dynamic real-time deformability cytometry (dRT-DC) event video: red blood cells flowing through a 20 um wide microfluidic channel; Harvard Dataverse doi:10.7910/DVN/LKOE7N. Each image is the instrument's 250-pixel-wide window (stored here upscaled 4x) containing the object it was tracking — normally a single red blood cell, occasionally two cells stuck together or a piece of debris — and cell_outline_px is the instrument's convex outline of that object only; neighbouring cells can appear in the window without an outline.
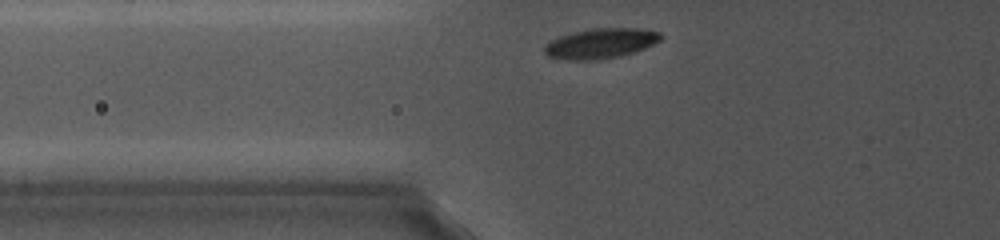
{"species": "common noctule bat (a hibernating species)", "species_latin": "Nyctalus noctula", "temperature_condition": "cold", "stored_images_in_passage": 21, "camera_frame_rate_fps": 5000, "um_per_image_px": 0.085, "animal": {"sex": "female", "body_mass_g": 19.0, "forearm_length_mm": 56.7}, "frame": {"image": 1, "passage_image": 2, "time_ms": 0.6, "image_size_px": [1000, 240], "cell_outline_px": [[664, 36], [660, 40], [644, 48], [620, 56], [596, 60], [568, 60], [548, 56], [544, 52], [544, 48], [552, 40], [560, 36], [572, 32], [592, 28], [644, 28], [660, 32]], "centroid_in_image_um": [51.08, 3.68], "position_along_channel_um": 74.7, "area_um2": 20.35}}
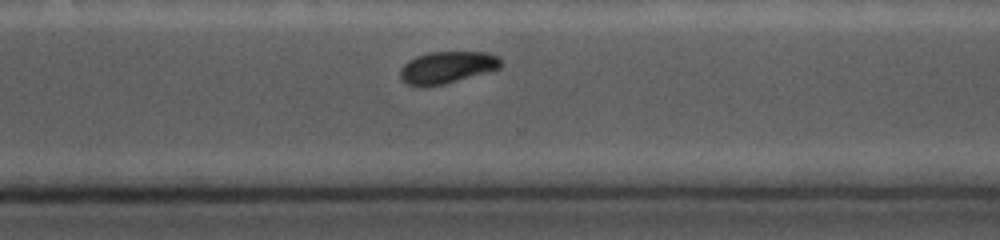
{"frame": {"image": 2, "passage_image": 14, "time_ms": 7.6, "image_size_px": [1000, 240], "cell_outline_px": [[500, 68], [444, 84], [424, 88], [408, 84], [400, 80], [400, 68], [408, 60], [416, 56], [428, 52], [488, 52], [496, 56], [500, 60]], "centroid_in_image_um": [37.93, 5.74], "position_along_channel_um": 332.7, "area_um2": 18.79}}
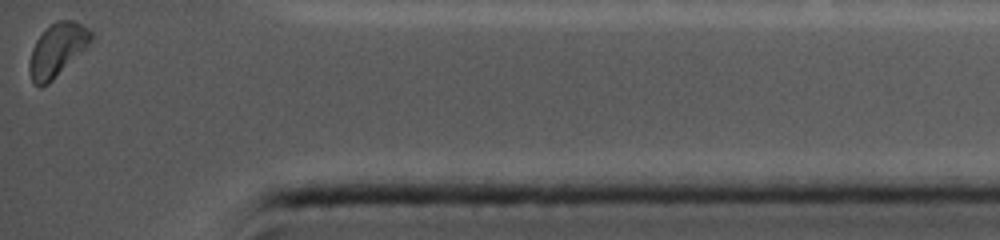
{"frame": {"image": 3, "passage_image": 21, "time_ms": 10.4, "image_size_px": [1000, 240], "cell_outline_px": [[92, 40], [48, 84], [32, 84], [28, 72], [28, 64], [32, 48], [36, 40], [56, 20], [72, 20], [88, 28], [92, 32]], "centroid_in_image_um": [4.82, 4.24], "position_along_channel_um": 430.4, "area_um2": 18.5}, "authors_computed_cell_mechanics": {"area_um2": 19.363, "velocity_mm_per_s": 3.7976, "shape_relaxation_time_tau1_ms": 1.179, "shape_relaxation_time_tau2_ms": null, "deformation_change_tau1": 0.0545, "deformation_change_tau2": null}}